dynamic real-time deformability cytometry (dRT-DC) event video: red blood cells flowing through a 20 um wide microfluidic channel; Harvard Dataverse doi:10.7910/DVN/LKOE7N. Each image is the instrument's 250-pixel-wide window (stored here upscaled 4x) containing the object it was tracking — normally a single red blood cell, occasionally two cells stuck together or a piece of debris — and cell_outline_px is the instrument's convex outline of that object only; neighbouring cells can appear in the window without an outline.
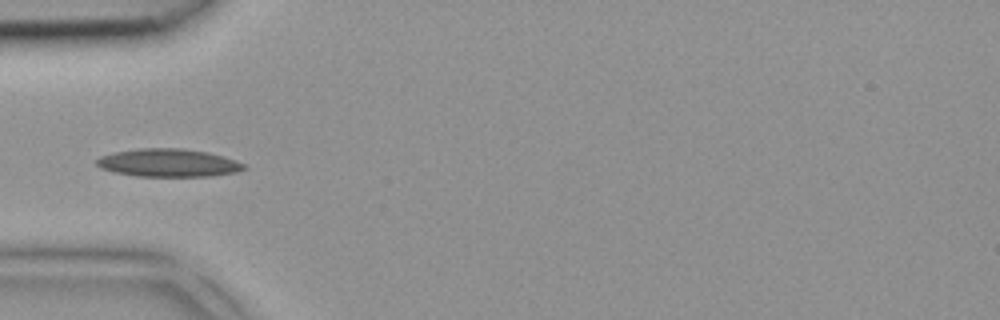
{"species": "common noctule bat (a hibernating species)", "species_latin": "Nyctalus noctula", "temperature_condition": "room temperature", "stored_images_in_passage": 2, "camera_frame_rate_fps": 3000, "um_per_image_px": 0.085, "animal": {"sex": "female", "body_mass_g": 18.4}, "frame": {"image": 1, "passage_image": 2, "time_ms": 0.333, "image_size_px": [1000, 320], "cell_outline_px": [[248, 168], [236, 172], [212, 176], [136, 176], [112, 172], [100, 168], [96, 164], [96, 160], [100, 156], [112, 152], [140, 148], [184, 148], [208, 152], [224, 156], [244, 164]], "centroid_in_image_um": [14.29, 13.84], "position_along_channel_um": 70.7, "area_um2": 24.22}}